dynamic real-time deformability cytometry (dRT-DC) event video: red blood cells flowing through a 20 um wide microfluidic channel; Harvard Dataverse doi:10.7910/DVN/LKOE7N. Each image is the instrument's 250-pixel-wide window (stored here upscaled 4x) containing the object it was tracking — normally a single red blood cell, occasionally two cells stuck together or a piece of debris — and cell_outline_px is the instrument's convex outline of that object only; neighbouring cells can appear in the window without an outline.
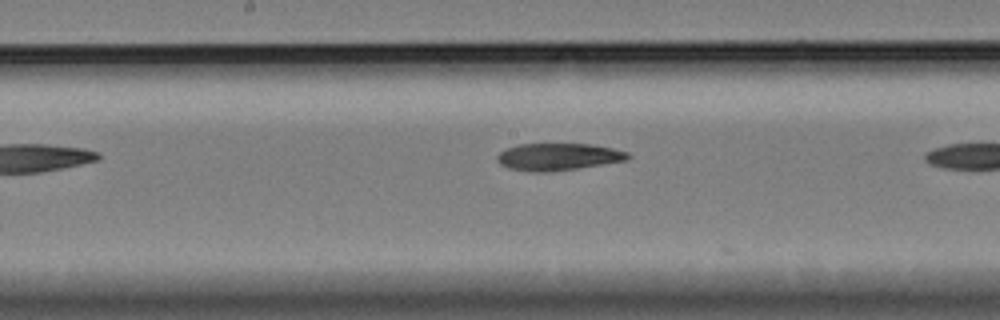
{"species": "Egyptian fruit bat (a non-hibernating species)", "species_latin": "Rousettus aegyptiacus", "temperature_condition": "cold", "stored_images_in_passage": 10, "camera_frame_rate_fps": 3000, "um_per_image_px": 0.085, "animal": {"sex": "female"}, "frame": {"image": 1, "passage_image": 9, "time_ms": 2.667, "image_size_px": [1000, 320], "cell_outline_px": [[632, 156], [628, 160], [576, 168], [544, 172], [532, 172], [508, 168], [500, 164], [496, 160], [496, 156], [500, 152], [508, 148], [520, 144], [592, 144], [612, 148], [628, 152]], "centroid_in_image_um": [47.45, 13.32], "position_along_channel_um": 200.8, "area_um2": 20.58}}